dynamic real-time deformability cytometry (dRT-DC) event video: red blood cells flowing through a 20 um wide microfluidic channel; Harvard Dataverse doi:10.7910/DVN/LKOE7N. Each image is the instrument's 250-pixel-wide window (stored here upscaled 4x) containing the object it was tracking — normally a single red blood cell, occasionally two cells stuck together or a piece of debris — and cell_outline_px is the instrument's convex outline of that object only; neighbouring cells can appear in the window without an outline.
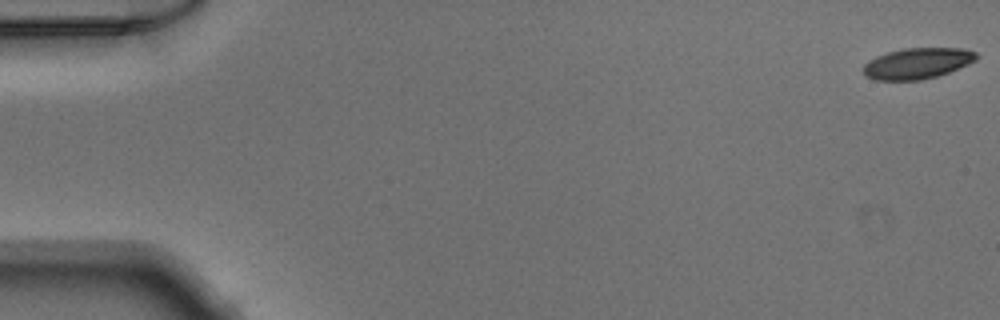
{"species": "Egyptian fruit bat (a non-hibernating species)", "species_latin": "Rousettus aegyptiacus", "temperature_condition": "warm", "stored_images_in_passage": 51, "camera_frame_rate_fps": 3000, "um_per_image_px": 0.085, "animal": {"sex": "male"}, "frame": {"image": 1, "passage_image": 1, "time_ms": 0.0, "image_size_px": [1000, 320], "cell_outline_px": [[980, 56], [976, 60], [968, 64], [948, 72], [936, 76], [920, 80], [876, 80], [868, 76], [864, 72], [864, 64], [868, 60], [876, 56], [888, 52], [904, 48], [964, 48], [976, 52]], "centroid_in_image_um": [78.0, 5.37], "position_along_channel_um": 7.0, "area_um2": 20.29}}
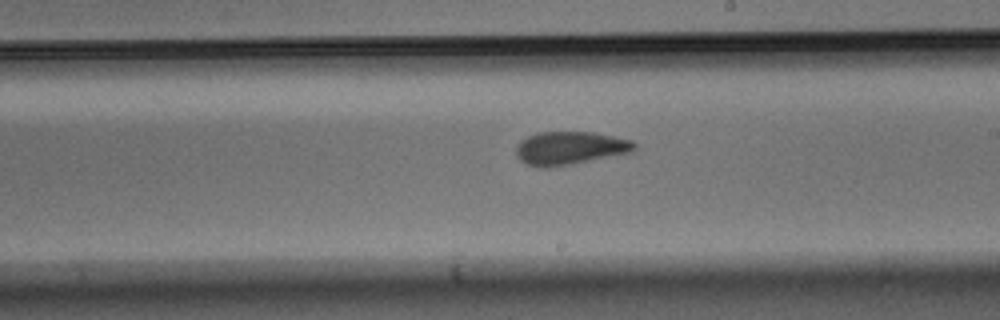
{"frame": {"image": 2, "passage_image": 30, "time_ms": 9.667, "image_size_px": [1000, 320], "cell_outline_px": [[636, 148], [628, 152], [548, 168], [544, 168], [528, 164], [520, 160], [516, 156], [516, 144], [520, 140], [536, 132], [592, 132], [632, 140], [636, 144]], "centroid_in_image_um": [48.37, 12.57], "position_along_channel_um": 240.6, "area_um2": 22.48}}
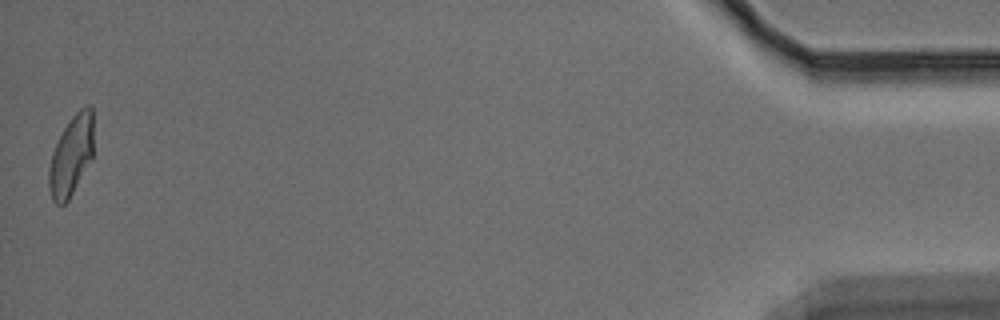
{"frame": {"image": 3, "passage_image": 51, "time_ms": 16.667, "image_size_px": [1000, 320], "cell_outline_px": [[92, 156], [68, 200], [64, 204], [56, 204], [52, 200], [48, 184], [48, 172], [52, 152], [64, 128], [72, 116], [80, 108], [88, 104], [92, 108]], "centroid_in_image_um": [6.03, 13.22], "position_along_channel_um": 429.2, "area_um2": 20.35}}